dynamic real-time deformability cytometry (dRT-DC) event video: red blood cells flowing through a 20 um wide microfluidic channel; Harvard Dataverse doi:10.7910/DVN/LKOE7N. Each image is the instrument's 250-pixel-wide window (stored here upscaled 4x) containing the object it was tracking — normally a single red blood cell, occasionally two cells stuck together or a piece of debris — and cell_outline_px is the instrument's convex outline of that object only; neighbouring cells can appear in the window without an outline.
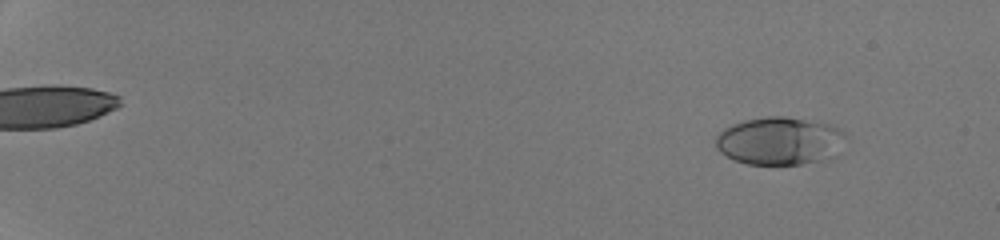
{"species": "human", "species_latin": "Homo sapiens", "temperature_condition": "room temperature", "stored_images_in_passage": 52, "camera_frame_rate_fps": 3000, "um_per_image_px": 0.085, "donor": {"sex": "male"}, "frame": {"image": 1, "passage_image": 6, "time_ms": 1.667, "image_size_px": [1000, 240], "cell_outline_px": [[848, 140], [836, 156], [828, 160], [800, 164], [748, 164], [736, 160], [720, 152], [716, 148], [716, 136], [724, 128], [732, 124], [744, 120], [764, 116], [784, 116], [828, 124], [840, 128], [848, 136]], "centroid_in_image_um": [66.34, 11.98], "position_along_channel_um": 18.7, "area_um2": 36.76}}
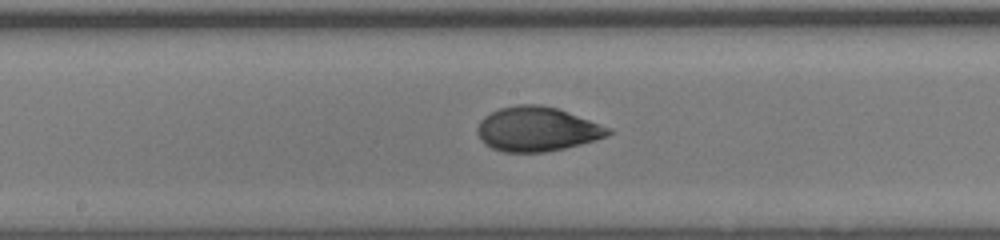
{"frame": {"image": 2, "passage_image": 32, "time_ms": 10.333, "image_size_px": [1000, 240], "cell_outline_px": [[612, 132], [604, 136], [580, 144], [564, 148], [544, 152], [504, 152], [492, 148], [484, 144], [480, 140], [476, 132], [476, 128], [480, 120], [484, 116], [500, 108], [516, 104], [540, 104], [556, 108], [568, 112], [612, 128]], "centroid_in_image_um": [45.59, 10.97], "position_along_channel_um": 202.6, "area_um2": 33.81}}
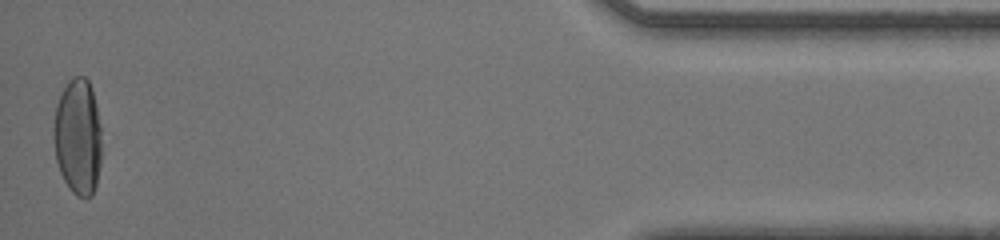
{"frame": {"image": 3, "passage_image": 52, "time_ms": 17.0, "image_size_px": [1000, 240], "cell_outline_px": [[100, 164], [96, 184], [92, 196], [76, 196], [72, 192], [64, 180], [60, 172], [56, 160], [52, 136], [52, 128], [56, 104], [68, 80], [72, 76], [84, 76], [88, 80], [92, 88], [96, 104], [100, 128]], "centroid_in_image_um": [6.59, 11.6], "position_along_channel_um": 428.6, "area_um2": 32.71}, "authors_computed_cell_mechanics": {"area_um2": 34.1309, "velocity_mm_per_s": 4.2915, "shape_relaxation_time_tau1_ms": 4.639, "shape_relaxation_time_tau2_ms": 0.6949, "deformation_change_tau1": 0.2056, "deformation_change_tau2": 0.0478}}